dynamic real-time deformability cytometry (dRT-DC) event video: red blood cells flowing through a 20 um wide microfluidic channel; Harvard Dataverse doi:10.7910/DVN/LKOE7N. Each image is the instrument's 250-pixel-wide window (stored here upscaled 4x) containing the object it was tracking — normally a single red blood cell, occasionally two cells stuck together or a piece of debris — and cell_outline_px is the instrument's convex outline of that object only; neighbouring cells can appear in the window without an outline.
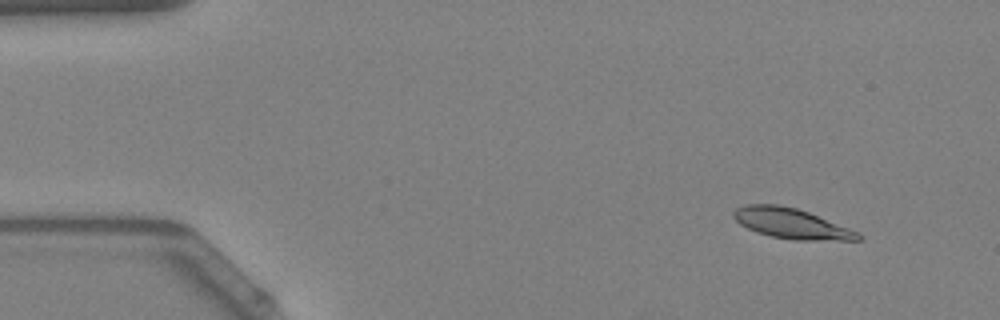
{"species": "Egyptian fruit bat (a non-hibernating species)", "species_latin": "Rousettus aegyptiacus", "temperature_condition": "warm", "stored_images_in_passage": 11, "camera_frame_rate_fps": 3000, "um_per_image_px": 0.085, "animal": {"sex": "female"}, "frame": {"image": 1, "passage_image": 5, "time_ms": 1.333, "image_size_px": [1000, 320], "cell_outline_px": [[864, 236], [860, 240], [792, 240], [772, 236], [756, 232], [740, 224], [732, 216], [732, 212], [736, 208], [744, 204], [780, 204], [796, 208], [808, 212], [860, 232]], "centroid_in_image_um": [67.27, 18.99], "position_along_channel_um": 17.7, "area_um2": 22.08}}